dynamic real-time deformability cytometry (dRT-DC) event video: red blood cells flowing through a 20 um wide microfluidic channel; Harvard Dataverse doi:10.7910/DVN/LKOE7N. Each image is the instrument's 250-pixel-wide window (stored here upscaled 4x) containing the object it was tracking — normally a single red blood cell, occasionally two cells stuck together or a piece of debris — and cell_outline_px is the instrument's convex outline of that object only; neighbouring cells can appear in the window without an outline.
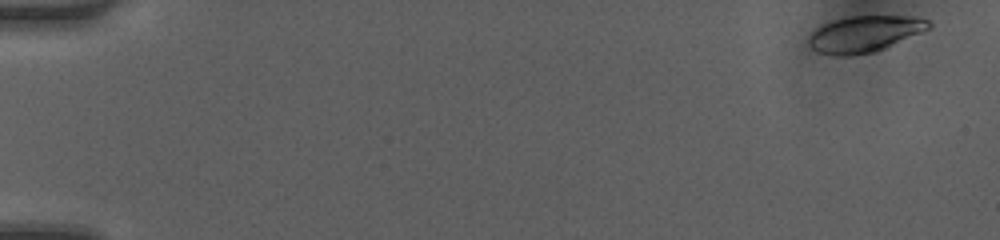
{"species": "human", "species_latin": "Homo sapiens", "temperature_condition": "room temperature", "stored_images_in_passage": 18, "camera_frame_rate_fps": 3000, "um_per_image_px": 0.085, "donor": {"sex": "female"}, "frame": {"image": 1, "passage_image": 1, "time_ms": 0.0, "image_size_px": [1000, 240], "cell_outline_px": [[932, 28], [884, 48], [872, 52], [852, 56], [836, 56], [816, 52], [808, 44], [808, 36], [816, 28], [824, 24], [836, 20], [852, 16], [912, 16], [928, 20], [932, 24]], "centroid_in_image_um": [73.48, 2.89], "position_along_channel_um": 11.5, "area_um2": 25.37}}
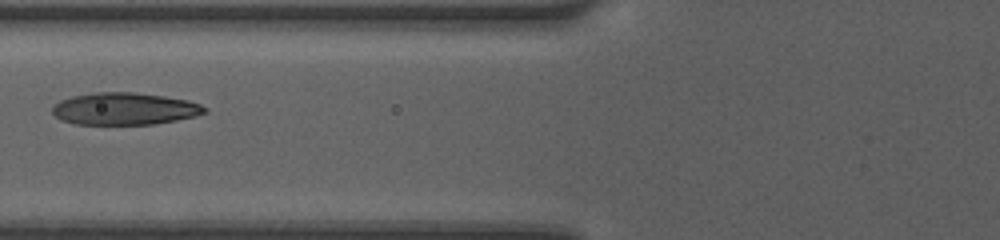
{"frame": {"image": 2, "passage_image": 10, "time_ms": 3.0, "image_size_px": [1000, 240], "cell_outline_px": [[208, 112], [196, 116], [176, 120], [152, 124], [76, 124], [64, 120], [56, 116], [52, 112], [52, 108], [60, 100], [72, 96], [96, 92], [136, 92], [164, 96], [188, 100], [200, 104], [208, 108]], "centroid_in_image_um": [10.63, 9.24], "position_along_channel_um": 115.2, "area_um2": 28.5}}
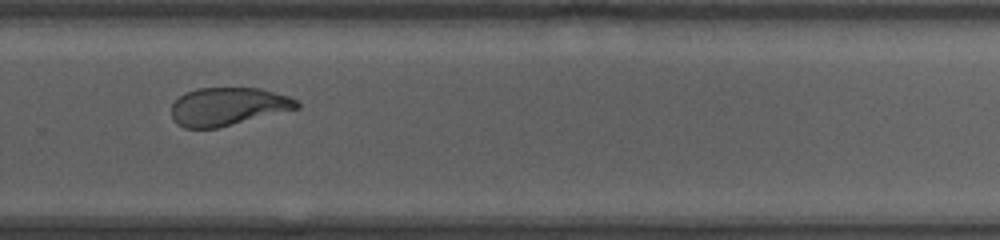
{"frame": {"image": 3, "passage_image": 17, "time_ms": 5.333, "image_size_px": [1000, 240], "cell_outline_px": [[300, 108], [216, 128], [184, 128], [176, 124], [172, 116], [172, 104], [184, 92], [196, 88], [260, 88], [288, 96], [296, 100], [300, 104]], "centroid_in_image_um": [19.36, 9.05], "position_along_channel_um": 310.4, "area_um2": 27.74}}